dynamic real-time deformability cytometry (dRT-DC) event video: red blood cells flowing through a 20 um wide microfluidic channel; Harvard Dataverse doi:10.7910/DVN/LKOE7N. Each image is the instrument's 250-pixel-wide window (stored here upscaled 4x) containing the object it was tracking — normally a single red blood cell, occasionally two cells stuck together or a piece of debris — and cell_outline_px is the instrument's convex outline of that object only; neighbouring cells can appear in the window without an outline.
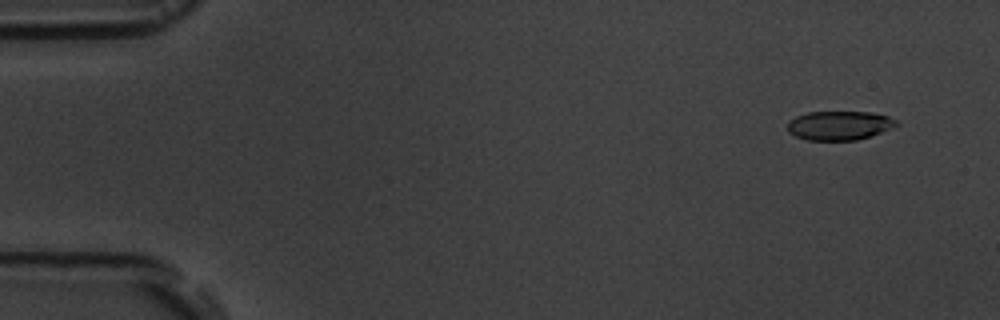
{"species": "common noctule bat (a hibernating species)", "species_latin": "Nyctalus noctula", "temperature_condition": "room temperature", "stored_images_in_passage": 5, "camera_frame_rate_fps": 3000, "um_per_image_px": 0.085, "animal": {"sex": "male", "body_mass_g": 19.5, "forearm_length_mm": 54.6}, "frame": {"image": 1, "passage_image": 1, "time_ms": 0.0, "image_size_px": [1000, 320], "cell_outline_px": [[900, 124], [880, 132], [856, 140], [808, 140], [796, 136], [788, 132], [788, 120], [796, 116], [808, 112], [868, 112], [888, 116], [896, 120]], "centroid_in_image_um": [71.31, 10.66], "position_along_channel_um": 13.7, "area_um2": 18.26}}
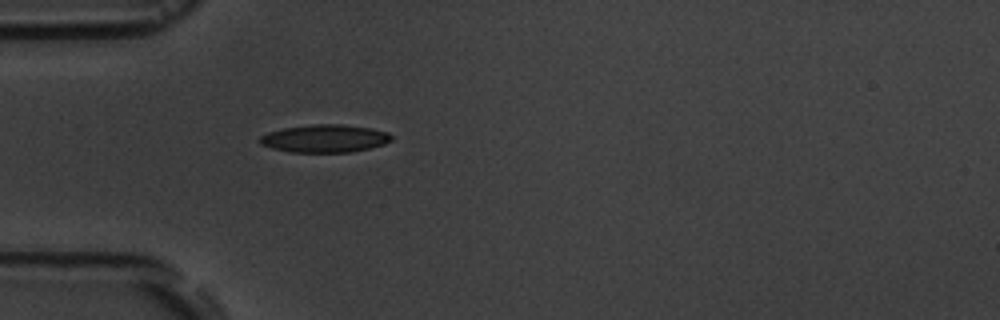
{"frame": {"image": 2, "passage_image": 5, "time_ms": 4.333, "image_size_px": [1000, 320], "cell_outline_px": [[392, 140], [384, 144], [352, 152], [288, 152], [272, 148], [260, 144], [256, 140], [260, 136], [268, 132], [284, 128], [312, 124], [340, 124], [372, 128], [388, 132], [392, 136]], "centroid_in_image_um": [27.58, 11.77], "position_along_channel_um": 57.4, "area_um2": 21.44}}